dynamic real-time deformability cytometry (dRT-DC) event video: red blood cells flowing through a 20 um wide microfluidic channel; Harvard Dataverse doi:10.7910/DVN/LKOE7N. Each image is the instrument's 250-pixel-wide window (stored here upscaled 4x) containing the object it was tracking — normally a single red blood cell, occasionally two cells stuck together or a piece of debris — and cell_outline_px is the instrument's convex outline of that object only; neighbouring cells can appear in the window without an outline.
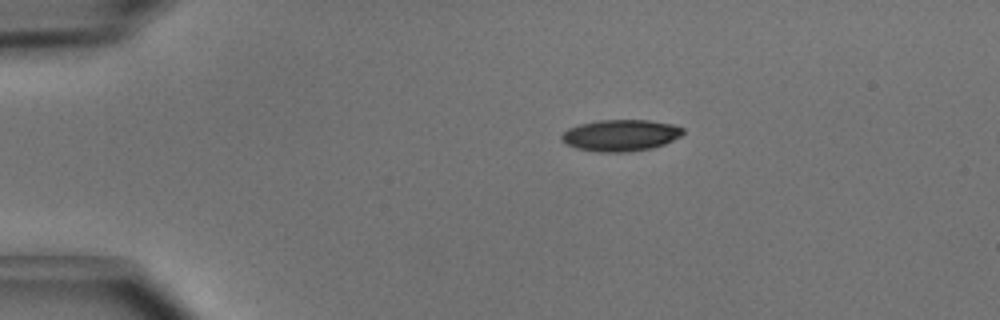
{"species": "common noctule bat (a hibernating species)", "species_latin": "Nyctalus noctula", "temperature_condition": "cold", "stored_images_in_passage": 7, "camera_frame_rate_fps": 3000, "um_per_image_px": 0.085, "animal": {"sex": "male", "body_mass_g": 15.6}, "frame": {"image": 1, "passage_image": 1, "time_ms": 0.0, "image_size_px": [1000, 320], "cell_outline_px": [[684, 132], [680, 136], [664, 144], [652, 148], [624, 152], [596, 152], [576, 148], [564, 144], [560, 140], [560, 136], [568, 128], [580, 124], [600, 120], [648, 120], [672, 124], [684, 128]], "centroid_in_image_um": [52.71, 11.51], "position_along_channel_um": 32.3, "area_um2": 22.37}}